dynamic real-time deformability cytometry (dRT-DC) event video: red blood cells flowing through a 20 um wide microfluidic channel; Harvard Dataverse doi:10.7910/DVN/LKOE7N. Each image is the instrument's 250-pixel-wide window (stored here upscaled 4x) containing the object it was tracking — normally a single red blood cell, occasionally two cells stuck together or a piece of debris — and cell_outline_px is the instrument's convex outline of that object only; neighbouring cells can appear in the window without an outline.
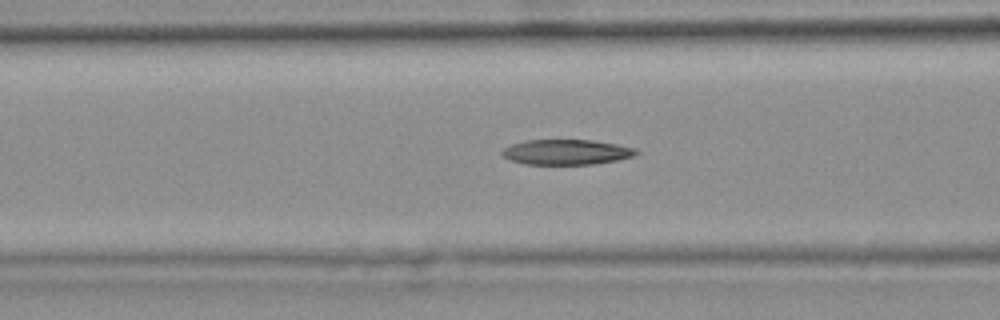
{"species": "common noctule bat (a hibernating species)", "species_latin": "Nyctalus noctula", "temperature_condition": "warm", "stored_images_in_passage": 48, "camera_frame_rate_fps": 3000, "um_per_image_px": 0.085, "animal": {"sex": "female", "body_mass_g": 25.1}, "frame": {"image": 1, "passage_image": 21, "time_ms": 6.667, "image_size_px": [1000, 320], "cell_outline_px": [[640, 152], [632, 156], [616, 160], [596, 164], [524, 164], [508, 160], [500, 152], [504, 148], [512, 144], [524, 140], [592, 140], [616, 144], [636, 148]], "centroid_in_image_um": [48.12, 12.92], "position_along_channel_um": 118.5, "area_um2": 19.71}, "authors_computed_cell_mechanics": {"area_um2": 20.4612, "velocity_mm_per_s": 3.7573, "shape_relaxation_time_tau1_ms": null, "shape_relaxation_time_tau2_ms": 2.1786, "deformation_change_tau1": null, "deformation_change_tau2": 0.1073}}